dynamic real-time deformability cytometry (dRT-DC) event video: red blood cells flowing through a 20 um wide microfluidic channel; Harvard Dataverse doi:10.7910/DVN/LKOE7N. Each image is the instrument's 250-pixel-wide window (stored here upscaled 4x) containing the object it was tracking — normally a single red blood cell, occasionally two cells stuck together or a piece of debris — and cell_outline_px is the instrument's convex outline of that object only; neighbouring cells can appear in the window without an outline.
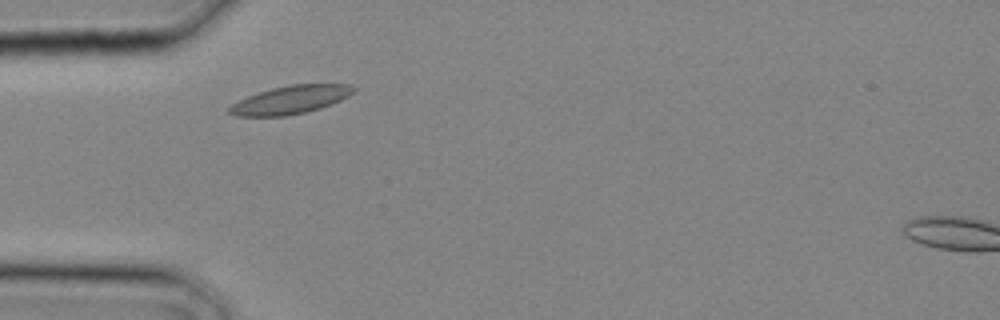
{"species": "common noctule bat (a hibernating species)", "species_latin": "Nyctalus noctula", "temperature_condition": "cold", "stored_images_in_passage": 16, "camera_frame_rate_fps": 3000, "um_per_image_px": 0.085, "animal": {"sex": "male", "body_mass_g": 20.4}, "frame": {"image": 1, "passage_image": 3, "time_ms": 0.667, "image_size_px": [1000, 320], "cell_outline_px": [[356, 92], [332, 104], [320, 108], [288, 116], [236, 116], [228, 112], [228, 108], [232, 104], [248, 96], [272, 88], [292, 84], [348, 84], [356, 88]], "centroid_in_image_um": [24.72, 8.48], "position_along_channel_um": 60.3, "area_um2": 20.29}}
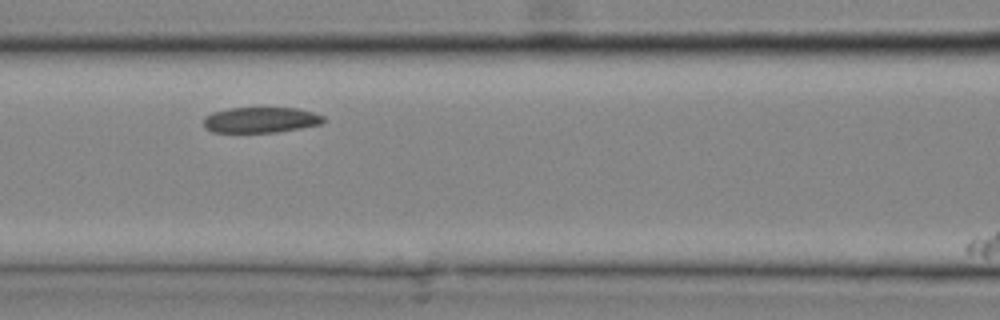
{"frame": {"image": 2, "passage_image": 7, "time_ms": 2.0, "image_size_px": [1000, 320], "cell_outline_px": [[328, 120], [324, 124], [276, 132], [212, 132], [204, 128], [204, 116], [212, 112], [228, 108], [296, 108], [312, 112], [324, 116]], "centroid_in_image_um": [22.18, 10.19], "position_along_channel_um": 144.4, "area_um2": 18.09}}
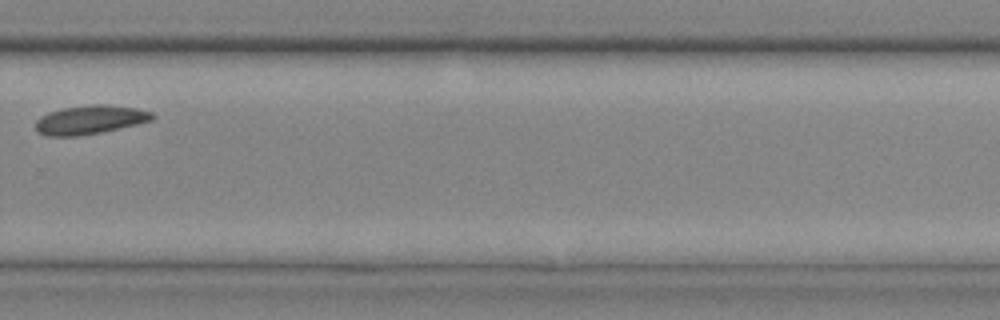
{"frame": {"image": 3, "passage_image": 15, "time_ms": 4.667, "image_size_px": [1000, 320], "cell_outline_px": [[156, 116], [152, 120], [120, 128], [100, 132], [76, 136], [48, 136], [36, 132], [36, 120], [40, 116], [48, 112], [60, 108], [92, 104], [108, 104], [136, 108], [152, 112]], "centroid_in_image_um": [7.63, 10.17], "position_along_channel_um": 322.2, "area_um2": 19.71}}